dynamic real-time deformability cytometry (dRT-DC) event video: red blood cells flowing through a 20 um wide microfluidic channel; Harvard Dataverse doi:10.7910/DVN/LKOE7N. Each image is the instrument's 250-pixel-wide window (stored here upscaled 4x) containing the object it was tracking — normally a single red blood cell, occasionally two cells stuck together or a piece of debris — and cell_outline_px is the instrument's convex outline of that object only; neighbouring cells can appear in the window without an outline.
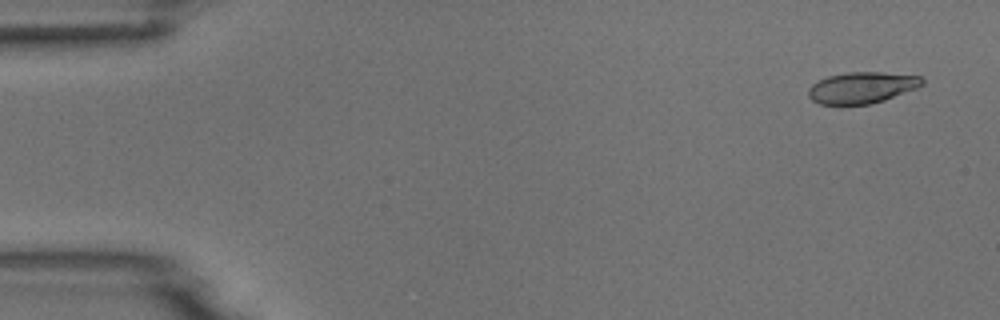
{"species": "common noctule bat (a hibernating species)", "species_latin": "Nyctalus noctula", "temperature_condition": "room temperature", "stored_images_in_passage": 4, "camera_frame_rate_fps": 3000, "um_per_image_px": 0.085, "animal": {"sex": "male", "body_mass_g": 18.8}, "frame": {"image": 1, "passage_image": 1, "time_ms": 0.0, "image_size_px": [1000, 320], "cell_outline_px": [[924, 84], [916, 88], [884, 100], [872, 104], [820, 104], [812, 100], [808, 96], [808, 88], [812, 84], [828, 76], [848, 72], [884, 72], [920, 76], [924, 80]], "centroid_in_image_um": [73.26, 7.44], "position_along_channel_um": 11.7, "area_um2": 20.69}}
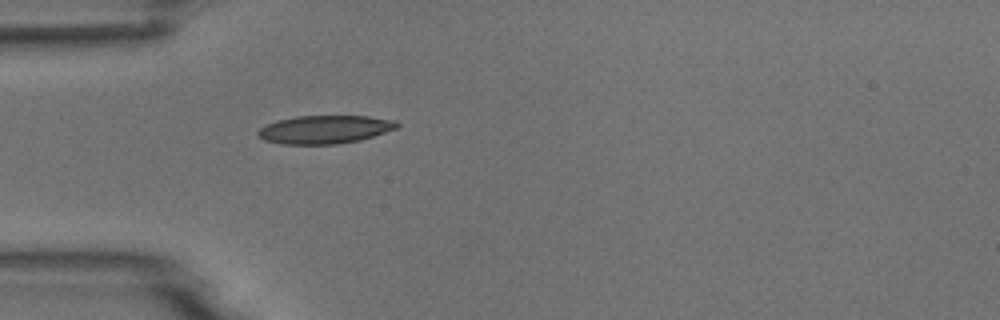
{"frame": {"image": 2, "passage_image": 4, "time_ms": 4.333, "image_size_px": [1000, 320], "cell_outline_px": [[400, 124], [396, 128], [360, 140], [336, 144], [280, 144], [264, 140], [256, 132], [260, 128], [268, 124], [280, 120], [296, 116], [368, 116], [396, 120]], "centroid_in_image_um": [27.61, 11.0], "position_along_channel_um": 57.4, "area_um2": 22.66}}